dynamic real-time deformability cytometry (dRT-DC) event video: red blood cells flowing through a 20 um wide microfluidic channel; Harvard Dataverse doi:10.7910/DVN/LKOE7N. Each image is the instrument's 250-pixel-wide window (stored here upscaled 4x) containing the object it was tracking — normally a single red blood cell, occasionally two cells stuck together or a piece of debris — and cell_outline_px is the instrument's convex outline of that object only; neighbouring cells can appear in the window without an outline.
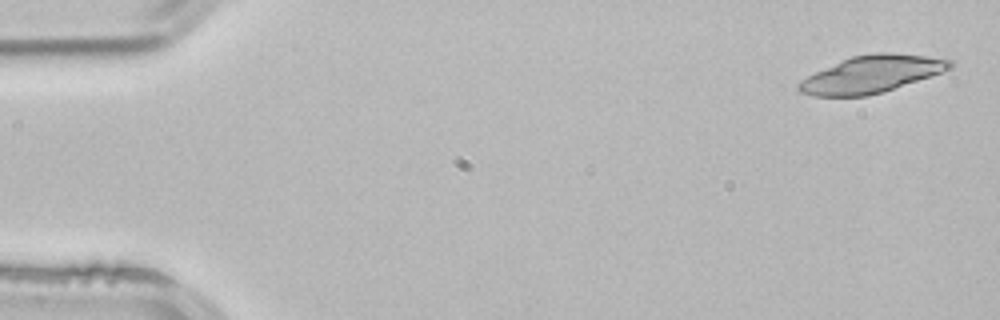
{"species": "common noctule bat (a hibernating species)", "species_latin": "Nyctalus noctula", "temperature_condition": "room temperature", "stored_images_in_passage": 3, "camera_frame_rate_fps": 3000, "um_per_image_px": 0.085, "animal": {"sex": "male", "body_mass_g": 21.5, "forearm_length_mm": 52.0}, "frame": {"image": 1, "passage_image": 1, "time_ms": 0.0, "image_size_px": [1000, 320], "cell_outline_px": [[952, 68], [868, 96], [812, 96], [800, 92], [796, 88], [796, 84], [800, 80], [816, 72], [852, 56], [872, 52], [888, 52], [924, 56], [952, 60]], "centroid_in_image_um": [74.01, 6.31], "position_along_channel_um": 11.0, "area_um2": 31.96}}